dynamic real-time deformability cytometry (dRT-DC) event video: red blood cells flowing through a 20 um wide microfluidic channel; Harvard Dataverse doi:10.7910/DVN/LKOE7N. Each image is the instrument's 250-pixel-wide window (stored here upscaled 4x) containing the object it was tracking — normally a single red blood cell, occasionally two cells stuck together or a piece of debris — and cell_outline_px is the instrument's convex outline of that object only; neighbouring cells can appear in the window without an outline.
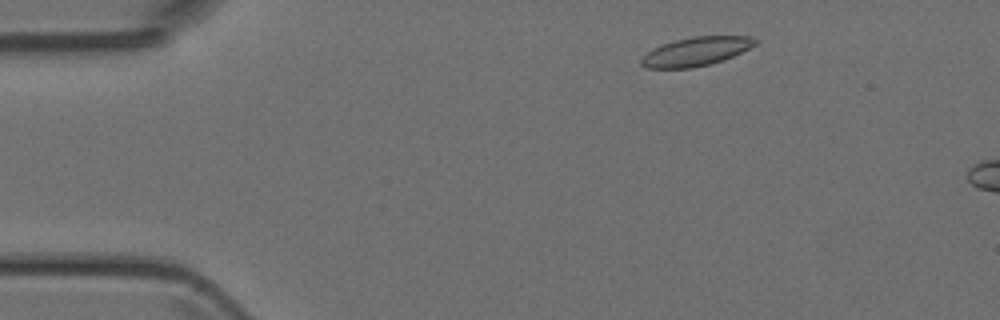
{"species": "Egyptian fruit bat (a non-hibernating species)", "species_latin": "Rousettus aegyptiacus", "temperature_condition": "room temperature", "stored_images_in_passage": 5, "camera_frame_rate_fps": 3000, "um_per_image_px": 0.085, "animal": {"sex": "female"}, "frame": {"image": 1, "passage_image": 2, "time_ms": 1.0, "image_size_px": [1000, 320], "cell_outline_px": [[756, 44], [732, 56], [708, 64], [692, 68], [648, 68], [640, 64], [640, 60], [652, 48], [676, 40], [692, 36], [752, 36], [756, 40]], "centroid_in_image_um": [59.13, 4.37], "position_along_channel_um": 25.9, "area_um2": 18.73}}